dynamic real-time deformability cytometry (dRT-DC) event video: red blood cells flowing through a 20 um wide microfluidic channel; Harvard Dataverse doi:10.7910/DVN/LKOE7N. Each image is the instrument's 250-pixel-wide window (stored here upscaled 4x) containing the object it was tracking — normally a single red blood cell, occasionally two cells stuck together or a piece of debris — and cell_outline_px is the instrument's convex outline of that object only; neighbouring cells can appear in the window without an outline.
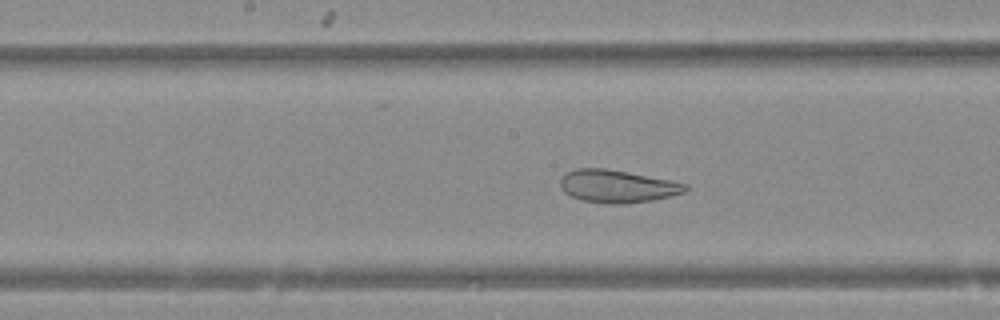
{"species": "Egyptian fruit bat (a non-hibernating species)", "species_latin": "Rousettus aegyptiacus", "temperature_condition": "warm", "stored_images_in_passage": 37, "camera_frame_rate_fps": 3000, "um_per_image_px": 0.085, "animal": {"sex": "female"}, "frame": {"image": 1, "passage_image": 11, "time_ms": 3.333, "image_size_px": [1000, 320], "cell_outline_px": [[688, 188], [684, 192], [672, 196], [652, 200], [624, 204], [604, 204], [580, 200], [564, 192], [560, 188], [560, 180], [568, 172], [576, 168], [604, 168], [628, 172], [688, 184]], "centroid_in_image_um": [52.45, 15.84], "position_along_channel_um": 195.7, "area_um2": 23.81}}